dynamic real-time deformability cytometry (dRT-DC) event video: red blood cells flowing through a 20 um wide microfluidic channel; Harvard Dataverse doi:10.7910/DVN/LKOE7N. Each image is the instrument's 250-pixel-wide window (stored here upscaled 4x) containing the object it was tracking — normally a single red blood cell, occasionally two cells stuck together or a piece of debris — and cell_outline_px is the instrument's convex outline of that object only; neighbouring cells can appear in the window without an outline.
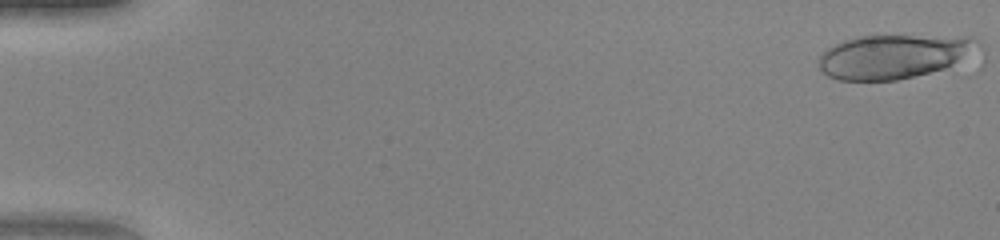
{"species": "human", "species_latin": "Homo sapiens", "temperature_condition": "warm", "stored_images_in_passage": 4, "camera_frame_rate_fps": 3000, "um_per_image_px": 0.085, "donor": {"sex": "female"}, "frame": {"image": 1, "passage_image": 1, "time_ms": 0.0, "image_size_px": [1000, 240], "cell_outline_px": [[984, 64], [980, 68], [896, 80], [836, 80], [828, 76], [820, 68], [820, 56], [828, 48], [844, 40], [856, 36], [972, 36], [984, 48]], "centroid_in_image_um": [76.54, 4.85], "position_along_channel_um": 8.5, "area_um2": 44.97}}